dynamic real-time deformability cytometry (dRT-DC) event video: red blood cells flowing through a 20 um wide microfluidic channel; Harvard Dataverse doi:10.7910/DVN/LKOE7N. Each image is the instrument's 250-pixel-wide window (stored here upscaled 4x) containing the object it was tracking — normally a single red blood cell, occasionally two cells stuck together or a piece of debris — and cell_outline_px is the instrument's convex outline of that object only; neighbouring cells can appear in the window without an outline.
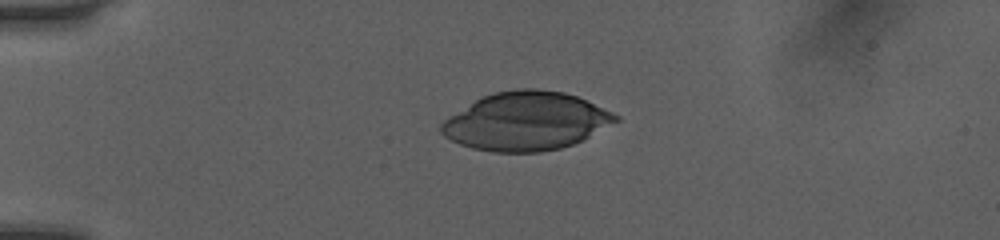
{"species": "human", "species_latin": "Homo sapiens", "temperature_condition": "room temperature", "stored_images_in_passage": 39, "camera_frame_rate_fps": 3000, "um_per_image_px": 0.085, "donor": {"sex": "female"}, "frame": {"image": 1, "passage_image": 1, "time_ms": 0.0, "image_size_px": [1000, 240], "cell_outline_px": [[620, 120], [584, 140], [560, 148], [540, 152], [492, 152], [472, 148], [460, 144], [444, 136], [440, 132], [440, 124], [444, 120], [476, 100], [484, 96], [496, 92], [516, 88], [536, 88], [564, 92], [576, 96], [612, 112], [620, 116]], "centroid_in_image_um": [44.74, 10.31], "position_along_channel_um": 40.3, "area_um2": 59.07}}